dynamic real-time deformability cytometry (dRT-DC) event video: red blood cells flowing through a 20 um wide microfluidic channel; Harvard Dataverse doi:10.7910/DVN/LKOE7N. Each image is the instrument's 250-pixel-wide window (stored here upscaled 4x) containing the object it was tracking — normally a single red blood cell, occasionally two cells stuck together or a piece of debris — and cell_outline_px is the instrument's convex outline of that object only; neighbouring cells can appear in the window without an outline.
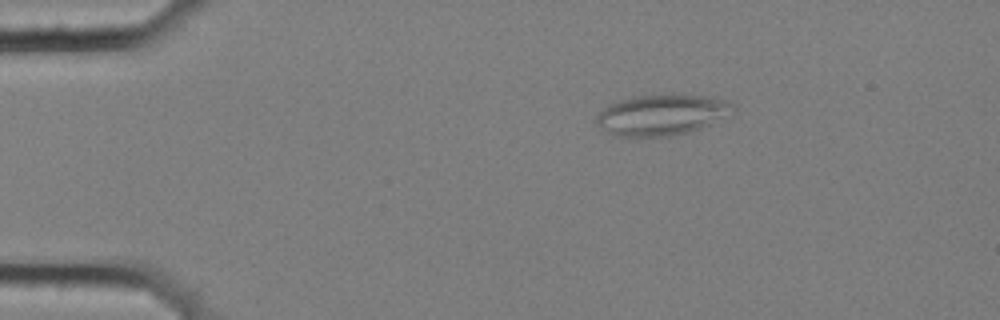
{"species": "common noctule bat (a hibernating species)", "species_latin": "Nyctalus noctula", "temperature_condition": "cold", "stored_images_in_passage": 5, "camera_frame_rate_fps": 3000, "um_per_image_px": 0.085, "animal": {"sex": "female", "body_mass_g": 25.1}, "frame": {"image": 1, "passage_image": 3, "time_ms": 0.667, "image_size_px": [1000, 320], "cell_outline_px": [[736, 112], [732, 116], [700, 128], [688, 132], [668, 136], [616, 136], [608, 132], [596, 124], [596, 116], [608, 104], [632, 96], [672, 92], [708, 96], [728, 100], [736, 104]], "centroid_in_image_um": [56.35, 9.71], "position_along_channel_um": 28.6, "area_um2": 33.52}}